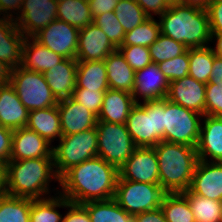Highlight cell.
<instances>
[{
	"label": "cell",
	"instance_id": "6da1fadb",
	"mask_svg": "<svg viewBox=\"0 0 222 222\" xmlns=\"http://www.w3.org/2000/svg\"><path fill=\"white\" fill-rule=\"evenodd\" d=\"M118 169L96 156L67 170L60 178L63 192L70 202L84 204L114 198Z\"/></svg>",
	"mask_w": 222,
	"mask_h": 222
},
{
	"label": "cell",
	"instance_id": "7a4b0ae2",
	"mask_svg": "<svg viewBox=\"0 0 222 222\" xmlns=\"http://www.w3.org/2000/svg\"><path fill=\"white\" fill-rule=\"evenodd\" d=\"M160 33L188 48L207 47L211 41L210 23L206 10L172 4L160 15Z\"/></svg>",
	"mask_w": 222,
	"mask_h": 222
},
{
	"label": "cell",
	"instance_id": "3957f363",
	"mask_svg": "<svg viewBox=\"0 0 222 222\" xmlns=\"http://www.w3.org/2000/svg\"><path fill=\"white\" fill-rule=\"evenodd\" d=\"M154 149L159 164V184L168 193L187 191L198 162L196 147L160 141Z\"/></svg>",
	"mask_w": 222,
	"mask_h": 222
},
{
	"label": "cell",
	"instance_id": "277c9868",
	"mask_svg": "<svg viewBox=\"0 0 222 222\" xmlns=\"http://www.w3.org/2000/svg\"><path fill=\"white\" fill-rule=\"evenodd\" d=\"M53 158H32L7 163V194L15 197L42 199L49 194V182L59 183ZM45 193V194H44Z\"/></svg>",
	"mask_w": 222,
	"mask_h": 222
},
{
	"label": "cell",
	"instance_id": "5b68a950",
	"mask_svg": "<svg viewBox=\"0 0 222 222\" xmlns=\"http://www.w3.org/2000/svg\"><path fill=\"white\" fill-rule=\"evenodd\" d=\"M125 125L136 147H154L164 141V99L136 103Z\"/></svg>",
	"mask_w": 222,
	"mask_h": 222
},
{
	"label": "cell",
	"instance_id": "8992f818",
	"mask_svg": "<svg viewBox=\"0 0 222 222\" xmlns=\"http://www.w3.org/2000/svg\"><path fill=\"white\" fill-rule=\"evenodd\" d=\"M59 141V145L52 149L54 168L59 178L70 168L98 156L96 127L62 136Z\"/></svg>",
	"mask_w": 222,
	"mask_h": 222
},
{
	"label": "cell",
	"instance_id": "52a82bcc",
	"mask_svg": "<svg viewBox=\"0 0 222 222\" xmlns=\"http://www.w3.org/2000/svg\"><path fill=\"white\" fill-rule=\"evenodd\" d=\"M201 117L202 114L164 98V141L197 147Z\"/></svg>",
	"mask_w": 222,
	"mask_h": 222
},
{
	"label": "cell",
	"instance_id": "ba28073f",
	"mask_svg": "<svg viewBox=\"0 0 222 222\" xmlns=\"http://www.w3.org/2000/svg\"><path fill=\"white\" fill-rule=\"evenodd\" d=\"M167 191L160 184L117 179L114 200L128 214L136 215L158 209Z\"/></svg>",
	"mask_w": 222,
	"mask_h": 222
},
{
	"label": "cell",
	"instance_id": "9c48e42d",
	"mask_svg": "<svg viewBox=\"0 0 222 222\" xmlns=\"http://www.w3.org/2000/svg\"><path fill=\"white\" fill-rule=\"evenodd\" d=\"M10 84L29 111L46 109L58 104L43 73L28 71L19 66L12 70Z\"/></svg>",
	"mask_w": 222,
	"mask_h": 222
},
{
	"label": "cell",
	"instance_id": "30bf717a",
	"mask_svg": "<svg viewBox=\"0 0 222 222\" xmlns=\"http://www.w3.org/2000/svg\"><path fill=\"white\" fill-rule=\"evenodd\" d=\"M96 130L98 156L119 170L136 148L126 125L97 121Z\"/></svg>",
	"mask_w": 222,
	"mask_h": 222
},
{
	"label": "cell",
	"instance_id": "8fae6325",
	"mask_svg": "<svg viewBox=\"0 0 222 222\" xmlns=\"http://www.w3.org/2000/svg\"><path fill=\"white\" fill-rule=\"evenodd\" d=\"M21 11V12H20ZM21 13L14 21L25 37H33L51 22L57 20V0H24Z\"/></svg>",
	"mask_w": 222,
	"mask_h": 222
},
{
	"label": "cell",
	"instance_id": "7c38bea8",
	"mask_svg": "<svg viewBox=\"0 0 222 222\" xmlns=\"http://www.w3.org/2000/svg\"><path fill=\"white\" fill-rule=\"evenodd\" d=\"M79 29L60 20H55L40 30L33 38L54 53L76 59Z\"/></svg>",
	"mask_w": 222,
	"mask_h": 222
},
{
	"label": "cell",
	"instance_id": "4fadbf2b",
	"mask_svg": "<svg viewBox=\"0 0 222 222\" xmlns=\"http://www.w3.org/2000/svg\"><path fill=\"white\" fill-rule=\"evenodd\" d=\"M118 172V179L159 184V164L154 147H136Z\"/></svg>",
	"mask_w": 222,
	"mask_h": 222
},
{
	"label": "cell",
	"instance_id": "5bb4252c",
	"mask_svg": "<svg viewBox=\"0 0 222 222\" xmlns=\"http://www.w3.org/2000/svg\"><path fill=\"white\" fill-rule=\"evenodd\" d=\"M188 190L201 197L222 201V162L198 160Z\"/></svg>",
	"mask_w": 222,
	"mask_h": 222
},
{
	"label": "cell",
	"instance_id": "9a60e30c",
	"mask_svg": "<svg viewBox=\"0 0 222 222\" xmlns=\"http://www.w3.org/2000/svg\"><path fill=\"white\" fill-rule=\"evenodd\" d=\"M116 49L106 34L94 23L79 29L77 61L105 60Z\"/></svg>",
	"mask_w": 222,
	"mask_h": 222
},
{
	"label": "cell",
	"instance_id": "2e32d148",
	"mask_svg": "<svg viewBox=\"0 0 222 222\" xmlns=\"http://www.w3.org/2000/svg\"><path fill=\"white\" fill-rule=\"evenodd\" d=\"M170 82L160 71L156 63H151L143 69L135 71L134 89L132 96L138 103L137 95L143 101L164 99L168 95Z\"/></svg>",
	"mask_w": 222,
	"mask_h": 222
},
{
	"label": "cell",
	"instance_id": "e0dca14e",
	"mask_svg": "<svg viewBox=\"0 0 222 222\" xmlns=\"http://www.w3.org/2000/svg\"><path fill=\"white\" fill-rule=\"evenodd\" d=\"M205 94L206 84L188 75L170 82L166 98L204 116Z\"/></svg>",
	"mask_w": 222,
	"mask_h": 222
},
{
	"label": "cell",
	"instance_id": "ac0fdd59",
	"mask_svg": "<svg viewBox=\"0 0 222 222\" xmlns=\"http://www.w3.org/2000/svg\"><path fill=\"white\" fill-rule=\"evenodd\" d=\"M51 144L27 127L13 130L10 161L53 158ZM50 146V147H49Z\"/></svg>",
	"mask_w": 222,
	"mask_h": 222
},
{
	"label": "cell",
	"instance_id": "d6986e66",
	"mask_svg": "<svg viewBox=\"0 0 222 222\" xmlns=\"http://www.w3.org/2000/svg\"><path fill=\"white\" fill-rule=\"evenodd\" d=\"M57 107L62 136L76 134L96 127L97 117L72 97L59 100Z\"/></svg>",
	"mask_w": 222,
	"mask_h": 222
},
{
	"label": "cell",
	"instance_id": "ffe728a7",
	"mask_svg": "<svg viewBox=\"0 0 222 222\" xmlns=\"http://www.w3.org/2000/svg\"><path fill=\"white\" fill-rule=\"evenodd\" d=\"M200 137L196 147L198 160L222 162V117L204 115ZM204 125V126H203ZM203 126V127H202Z\"/></svg>",
	"mask_w": 222,
	"mask_h": 222
},
{
	"label": "cell",
	"instance_id": "44dd1931",
	"mask_svg": "<svg viewBox=\"0 0 222 222\" xmlns=\"http://www.w3.org/2000/svg\"><path fill=\"white\" fill-rule=\"evenodd\" d=\"M29 110L11 84H0V125L12 130L26 127Z\"/></svg>",
	"mask_w": 222,
	"mask_h": 222
},
{
	"label": "cell",
	"instance_id": "7402d4cb",
	"mask_svg": "<svg viewBox=\"0 0 222 222\" xmlns=\"http://www.w3.org/2000/svg\"><path fill=\"white\" fill-rule=\"evenodd\" d=\"M78 61L72 58H65L54 68L46 71L44 77L56 99L70 98L76 88Z\"/></svg>",
	"mask_w": 222,
	"mask_h": 222
},
{
	"label": "cell",
	"instance_id": "603a6c76",
	"mask_svg": "<svg viewBox=\"0 0 222 222\" xmlns=\"http://www.w3.org/2000/svg\"><path fill=\"white\" fill-rule=\"evenodd\" d=\"M25 36L12 19L0 18V60L15 69L22 64Z\"/></svg>",
	"mask_w": 222,
	"mask_h": 222
},
{
	"label": "cell",
	"instance_id": "cb8c5ba5",
	"mask_svg": "<svg viewBox=\"0 0 222 222\" xmlns=\"http://www.w3.org/2000/svg\"><path fill=\"white\" fill-rule=\"evenodd\" d=\"M32 40L31 41L29 40ZM65 58L40 44L33 37H26L22 46L21 67L28 71L45 73Z\"/></svg>",
	"mask_w": 222,
	"mask_h": 222
},
{
	"label": "cell",
	"instance_id": "d4e9b609",
	"mask_svg": "<svg viewBox=\"0 0 222 222\" xmlns=\"http://www.w3.org/2000/svg\"><path fill=\"white\" fill-rule=\"evenodd\" d=\"M135 105L136 102L131 93L109 88L104 94L97 121L125 124Z\"/></svg>",
	"mask_w": 222,
	"mask_h": 222
},
{
	"label": "cell",
	"instance_id": "484cf974",
	"mask_svg": "<svg viewBox=\"0 0 222 222\" xmlns=\"http://www.w3.org/2000/svg\"><path fill=\"white\" fill-rule=\"evenodd\" d=\"M104 62L109 88L132 93L135 71L127 63L120 51L116 49L111 52Z\"/></svg>",
	"mask_w": 222,
	"mask_h": 222
},
{
	"label": "cell",
	"instance_id": "4316f807",
	"mask_svg": "<svg viewBox=\"0 0 222 222\" xmlns=\"http://www.w3.org/2000/svg\"><path fill=\"white\" fill-rule=\"evenodd\" d=\"M28 129L45 138L50 144L56 137H62L60 115L57 105L46 109L29 111Z\"/></svg>",
	"mask_w": 222,
	"mask_h": 222
},
{
	"label": "cell",
	"instance_id": "83f0119b",
	"mask_svg": "<svg viewBox=\"0 0 222 222\" xmlns=\"http://www.w3.org/2000/svg\"><path fill=\"white\" fill-rule=\"evenodd\" d=\"M76 88L107 91L109 89V85L104 60L78 61Z\"/></svg>",
	"mask_w": 222,
	"mask_h": 222
},
{
	"label": "cell",
	"instance_id": "f1b7e54d",
	"mask_svg": "<svg viewBox=\"0 0 222 222\" xmlns=\"http://www.w3.org/2000/svg\"><path fill=\"white\" fill-rule=\"evenodd\" d=\"M70 203L60 193L56 197L31 199L29 222H63V217L56 208H68Z\"/></svg>",
	"mask_w": 222,
	"mask_h": 222
},
{
	"label": "cell",
	"instance_id": "f546056e",
	"mask_svg": "<svg viewBox=\"0 0 222 222\" xmlns=\"http://www.w3.org/2000/svg\"><path fill=\"white\" fill-rule=\"evenodd\" d=\"M82 205L89 213L91 222H135L133 215L128 214L114 199L90 201Z\"/></svg>",
	"mask_w": 222,
	"mask_h": 222
},
{
	"label": "cell",
	"instance_id": "4dcf8cb0",
	"mask_svg": "<svg viewBox=\"0 0 222 222\" xmlns=\"http://www.w3.org/2000/svg\"><path fill=\"white\" fill-rule=\"evenodd\" d=\"M57 19L78 29L93 23L88 0L58 1Z\"/></svg>",
	"mask_w": 222,
	"mask_h": 222
},
{
	"label": "cell",
	"instance_id": "1f68e13d",
	"mask_svg": "<svg viewBox=\"0 0 222 222\" xmlns=\"http://www.w3.org/2000/svg\"><path fill=\"white\" fill-rule=\"evenodd\" d=\"M182 193L188 200L196 222H222V201L201 197L189 190Z\"/></svg>",
	"mask_w": 222,
	"mask_h": 222
},
{
	"label": "cell",
	"instance_id": "d6a6232c",
	"mask_svg": "<svg viewBox=\"0 0 222 222\" xmlns=\"http://www.w3.org/2000/svg\"><path fill=\"white\" fill-rule=\"evenodd\" d=\"M189 76L201 83L210 81L215 54L212 47L188 48Z\"/></svg>",
	"mask_w": 222,
	"mask_h": 222
},
{
	"label": "cell",
	"instance_id": "836d02e7",
	"mask_svg": "<svg viewBox=\"0 0 222 222\" xmlns=\"http://www.w3.org/2000/svg\"><path fill=\"white\" fill-rule=\"evenodd\" d=\"M160 208L167 222H196L188 200L182 192L167 193Z\"/></svg>",
	"mask_w": 222,
	"mask_h": 222
},
{
	"label": "cell",
	"instance_id": "e575fe53",
	"mask_svg": "<svg viewBox=\"0 0 222 222\" xmlns=\"http://www.w3.org/2000/svg\"><path fill=\"white\" fill-rule=\"evenodd\" d=\"M30 198L0 196V222H29Z\"/></svg>",
	"mask_w": 222,
	"mask_h": 222
},
{
	"label": "cell",
	"instance_id": "d590c367",
	"mask_svg": "<svg viewBox=\"0 0 222 222\" xmlns=\"http://www.w3.org/2000/svg\"><path fill=\"white\" fill-rule=\"evenodd\" d=\"M159 34V22L150 17L134 29L126 32L121 46L150 47L157 40Z\"/></svg>",
	"mask_w": 222,
	"mask_h": 222
},
{
	"label": "cell",
	"instance_id": "8d00e7d4",
	"mask_svg": "<svg viewBox=\"0 0 222 222\" xmlns=\"http://www.w3.org/2000/svg\"><path fill=\"white\" fill-rule=\"evenodd\" d=\"M114 13L125 33L149 18L135 0H119Z\"/></svg>",
	"mask_w": 222,
	"mask_h": 222
},
{
	"label": "cell",
	"instance_id": "74e56055",
	"mask_svg": "<svg viewBox=\"0 0 222 222\" xmlns=\"http://www.w3.org/2000/svg\"><path fill=\"white\" fill-rule=\"evenodd\" d=\"M186 50L187 47L184 44L177 42L162 33L159 34L157 40L149 47L152 63L156 64L176 58Z\"/></svg>",
	"mask_w": 222,
	"mask_h": 222
},
{
	"label": "cell",
	"instance_id": "f35d334b",
	"mask_svg": "<svg viewBox=\"0 0 222 222\" xmlns=\"http://www.w3.org/2000/svg\"><path fill=\"white\" fill-rule=\"evenodd\" d=\"M93 23L106 34L110 42L116 48L121 46L124 40L125 31L115 16L114 11L99 14L93 18Z\"/></svg>",
	"mask_w": 222,
	"mask_h": 222
},
{
	"label": "cell",
	"instance_id": "ab89813d",
	"mask_svg": "<svg viewBox=\"0 0 222 222\" xmlns=\"http://www.w3.org/2000/svg\"><path fill=\"white\" fill-rule=\"evenodd\" d=\"M157 65L169 82L188 76L190 67L188 49L176 58L159 62Z\"/></svg>",
	"mask_w": 222,
	"mask_h": 222
},
{
	"label": "cell",
	"instance_id": "60d3db41",
	"mask_svg": "<svg viewBox=\"0 0 222 222\" xmlns=\"http://www.w3.org/2000/svg\"><path fill=\"white\" fill-rule=\"evenodd\" d=\"M117 49L134 71L152 63L149 47L130 45L119 46Z\"/></svg>",
	"mask_w": 222,
	"mask_h": 222
},
{
	"label": "cell",
	"instance_id": "b9f144b4",
	"mask_svg": "<svg viewBox=\"0 0 222 222\" xmlns=\"http://www.w3.org/2000/svg\"><path fill=\"white\" fill-rule=\"evenodd\" d=\"M106 91L86 90L75 88L72 98L92 112L97 118L102 108L104 94Z\"/></svg>",
	"mask_w": 222,
	"mask_h": 222
},
{
	"label": "cell",
	"instance_id": "7bdbcfd3",
	"mask_svg": "<svg viewBox=\"0 0 222 222\" xmlns=\"http://www.w3.org/2000/svg\"><path fill=\"white\" fill-rule=\"evenodd\" d=\"M205 115L222 117V87L210 81L206 83Z\"/></svg>",
	"mask_w": 222,
	"mask_h": 222
},
{
	"label": "cell",
	"instance_id": "ee69618b",
	"mask_svg": "<svg viewBox=\"0 0 222 222\" xmlns=\"http://www.w3.org/2000/svg\"><path fill=\"white\" fill-rule=\"evenodd\" d=\"M208 13L211 33L222 32V0L210 4Z\"/></svg>",
	"mask_w": 222,
	"mask_h": 222
},
{
	"label": "cell",
	"instance_id": "f6af8a7d",
	"mask_svg": "<svg viewBox=\"0 0 222 222\" xmlns=\"http://www.w3.org/2000/svg\"><path fill=\"white\" fill-rule=\"evenodd\" d=\"M13 130L0 125V161L8 163L11 157Z\"/></svg>",
	"mask_w": 222,
	"mask_h": 222
},
{
	"label": "cell",
	"instance_id": "bcb514c9",
	"mask_svg": "<svg viewBox=\"0 0 222 222\" xmlns=\"http://www.w3.org/2000/svg\"><path fill=\"white\" fill-rule=\"evenodd\" d=\"M68 213L63 217V222H91L89 213L82 204L70 203Z\"/></svg>",
	"mask_w": 222,
	"mask_h": 222
},
{
	"label": "cell",
	"instance_id": "7dc6e473",
	"mask_svg": "<svg viewBox=\"0 0 222 222\" xmlns=\"http://www.w3.org/2000/svg\"><path fill=\"white\" fill-rule=\"evenodd\" d=\"M138 5L143 9L145 14L150 18L153 17L150 13H154V15L163 14L168 8L169 4L166 0H135Z\"/></svg>",
	"mask_w": 222,
	"mask_h": 222
},
{
	"label": "cell",
	"instance_id": "c3c4849f",
	"mask_svg": "<svg viewBox=\"0 0 222 222\" xmlns=\"http://www.w3.org/2000/svg\"><path fill=\"white\" fill-rule=\"evenodd\" d=\"M118 2L119 0H88L89 8L93 18L99 14L114 11Z\"/></svg>",
	"mask_w": 222,
	"mask_h": 222
},
{
	"label": "cell",
	"instance_id": "681fc988",
	"mask_svg": "<svg viewBox=\"0 0 222 222\" xmlns=\"http://www.w3.org/2000/svg\"><path fill=\"white\" fill-rule=\"evenodd\" d=\"M135 222H167L162 209L145 211L133 216Z\"/></svg>",
	"mask_w": 222,
	"mask_h": 222
},
{
	"label": "cell",
	"instance_id": "f907efd6",
	"mask_svg": "<svg viewBox=\"0 0 222 222\" xmlns=\"http://www.w3.org/2000/svg\"><path fill=\"white\" fill-rule=\"evenodd\" d=\"M210 82L222 87V57L220 56L215 55L213 59Z\"/></svg>",
	"mask_w": 222,
	"mask_h": 222
},
{
	"label": "cell",
	"instance_id": "816d5d0a",
	"mask_svg": "<svg viewBox=\"0 0 222 222\" xmlns=\"http://www.w3.org/2000/svg\"><path fill=\"white\" fill-rule=\"evenodd\" d=\"M12 68L0 60V84H10Z\"/></svg>",
	"mask_w": 222,
	"mask_h": 222
},
{
	"label": "cell",
	"instance_id": "f5cc1de1",
	"mask_svg": "<svg viewBox=\"0 0 222 222\" xmlns=\"http://www.w3.org/2000/svg\"><path fill=\"white\" fill-rule=\"evenodd\" d=\"M7 194V163L0 161V196Z\"/></svg>",
	"mask_w": 222,
	"mask_h": 222
},
{
	"label": "cell",
	"instance_id": "db71d44e",
	"mask_svg": "<svg viewBox=\"0 0 222 222\" xmlns=\"http://www.w3.org/2000/svg\"><path fill=\"white\" fill-rule=\"evenodd\" d=\"M183 3L188 6L207 10L211 4V0H184Z\"/></svg>",
	"mask_w": 222,
	"mask_h": 222
},
{
	"label": "cell",
	"instance_id": "11a10c76",
	"mask_svg": "<svg viewBox=\"0 0 222 222\" xmlns=\"http://www.w3.org/2000/svg\"><path fill=\"white\" fill-rule=\"evenodd\" d=\"M216 39V47L212 48L216 56L222 57V32L221 33H211V42Z\"/></svg>",
	"mask_w": 222,
	"mask_h": 222
},
{
	"label": "cell",
	"instance_id": "9f6ffc18",
	"mask_svg": "<svg viewBox=\"0 0 222 222\" xmlns=\"http://www.w3.org/2000/svg\"><path fill=\"white\" fill-rule=\"evenodd\" d=\"M166 2L169 4V5H172V4H181L184 2V0H166Z\"/></svg>",
	"mask_w": 222,
	"mask_h": 222
},
{
	"label": "cell",
	"instance_id": "6f0895ef",
	"mask_svg": "<svg viewBox=\"0 0 222 222\" xmlns=\"http://www.w3.org/2000/svg\"><path fill=\"white\" fill-rule=\"evenodd\" d=\"M216 1H221V0H211V3L216 2Z\"/></svg>",
	"mask_w": 222,
	"mask_h": 222
}]
</instances>
